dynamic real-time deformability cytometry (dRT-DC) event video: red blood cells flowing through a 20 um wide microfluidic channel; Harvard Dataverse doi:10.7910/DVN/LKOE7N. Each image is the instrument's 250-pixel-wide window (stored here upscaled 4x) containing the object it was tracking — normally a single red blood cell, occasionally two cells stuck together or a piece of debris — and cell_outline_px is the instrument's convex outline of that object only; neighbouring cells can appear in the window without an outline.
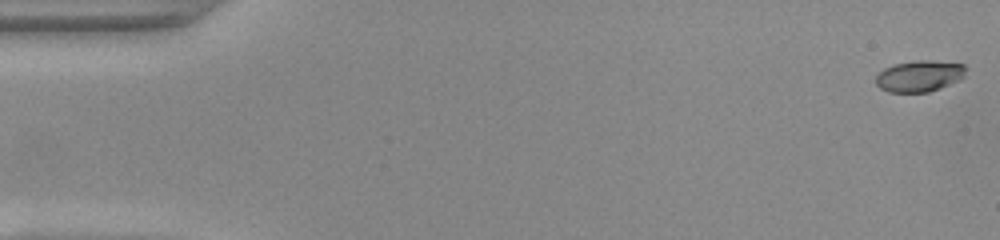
{"species": "common noctule bat (a hibernating species)", "species_latin": "Nyctalus noctula", "temperature_condition": "warm", "stored_images_in_passage": 50, "camera_frame_rate_fps": 3000, "um_per_image_px": 0.085, "animal": {"sex": "female", "body_mass_g": 22.0, "forearm_length_mm": 56.7}, "frame": {"image": 1, "passage_image": 1, "time_ms": 0.0, "image_size_px": [1000, 240], "cell_outline_px": [[968, 68], [964, 76], [960, 80], [940, 88], [928, 92], [888, 92], [880, 88], [876, 84], [876, 76], [884, 68], [896, 64], [916, 60], [928, 60], [964, 64]], "centroid_in_image_um": [78.18, 6.46], "position_along_channel_um": 6.8, "area_um2": 16.47}}
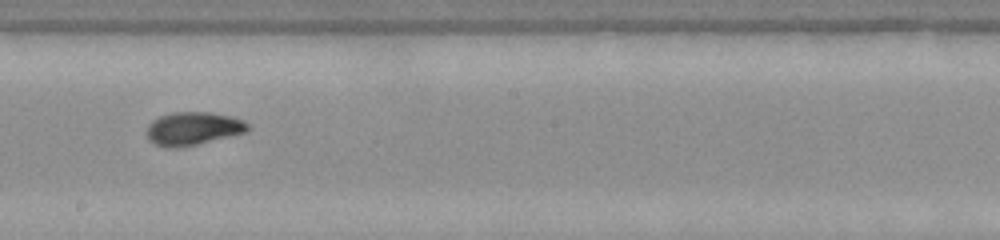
{"frame": {"image": 2, "passage_image": 28, "time_ms": 9.0, "image_size_px": [1000, 240], "cell_outline_px": [[248, 128], [244, 132], [180, 148], [164, 148], [152, 144], [148, 140], [144, 132], [148, 124], [152, 120], [160, 116], [172, 112], [208, 112], [232, 116], [244, 120], [248, 124]], "centroid_in_image_um": [16.3, 10.93], "position_along_channel_um": 231.9, "area_um2": 19.71}}
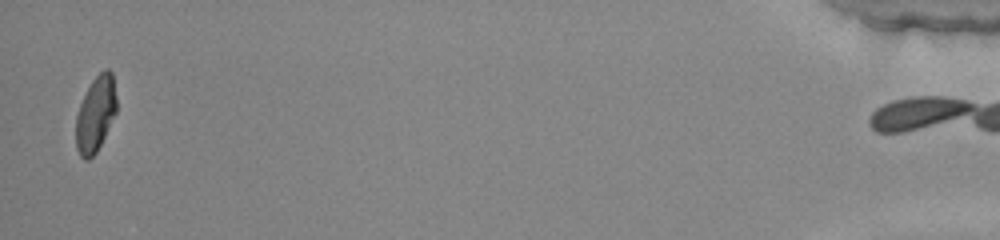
{"frame": {"image": 3, "passage_image": 49, "time_ms": 16.0, "image_size_px": [1000, 240], "cell_outline_px": [[116, 112], [96, 152], [88, 160], [84, 160], [80, 156], [76, 148], [76, 116], [80, 104], [92, 80], [104, 68], [108, 68], [112, 72], [116, 96]], "centroid_in_image_um": [8.12, 9.68], "position_along_channel_um": 427.1, "area_um2": 17.69}, "authors_computed_cell_mechanics": {"area_um2": 18.3804, "velocity_mm_per_s": 4.1467, "shape_relaxation_time_tau1_ms": 3.0736, "shape_relaxation_time_tau2_ms": 1.258, "deformation_change_tau1": 0.1838, "deformation_change_tau2": 0.0601}}